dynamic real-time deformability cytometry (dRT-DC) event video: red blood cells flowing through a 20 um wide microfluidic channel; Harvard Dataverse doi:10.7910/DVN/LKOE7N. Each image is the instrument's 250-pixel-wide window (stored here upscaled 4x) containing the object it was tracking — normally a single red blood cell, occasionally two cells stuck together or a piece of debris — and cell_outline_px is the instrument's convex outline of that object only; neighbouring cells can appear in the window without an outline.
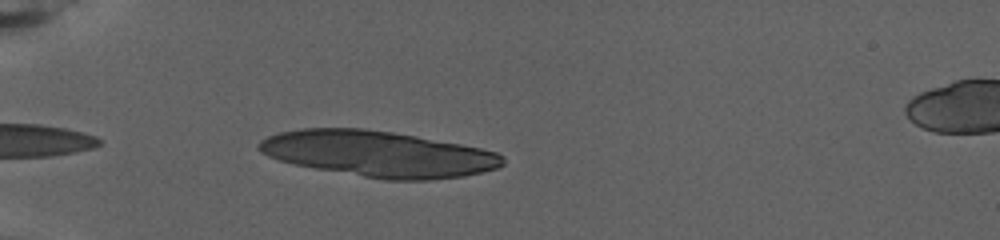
{"species": "human", "species_latin": "Homo sapiens", "temperature_condition": "warm", "stored_images_in_passage": 12, "camera_frame_rate_fps": 3000, "um_per_image_px": 0.085, "donor": {"sex": "female"}, "frame": {"image": 1, "passage_image": 4, "time_ms": 1.0, "image_size_px": [1000, 240], "cell_outline_px": [[504, 164], [496, 168], [464, 176], [432, 180], [384, 180], [316, 168], [296, 164], [280, 160], [268, 156], [260, 152], [256, 144], [260, 140], [268, 136], [280, 132], [304, 128], [364, 128], [392, 132], [416, 136], [460, 144], [480, 148], [496, 152], [504, 156]], "centroid_in_image_um": [32.15, 13.08], "position_along_channel_um": 52.8, "area_um2": 64.91}}